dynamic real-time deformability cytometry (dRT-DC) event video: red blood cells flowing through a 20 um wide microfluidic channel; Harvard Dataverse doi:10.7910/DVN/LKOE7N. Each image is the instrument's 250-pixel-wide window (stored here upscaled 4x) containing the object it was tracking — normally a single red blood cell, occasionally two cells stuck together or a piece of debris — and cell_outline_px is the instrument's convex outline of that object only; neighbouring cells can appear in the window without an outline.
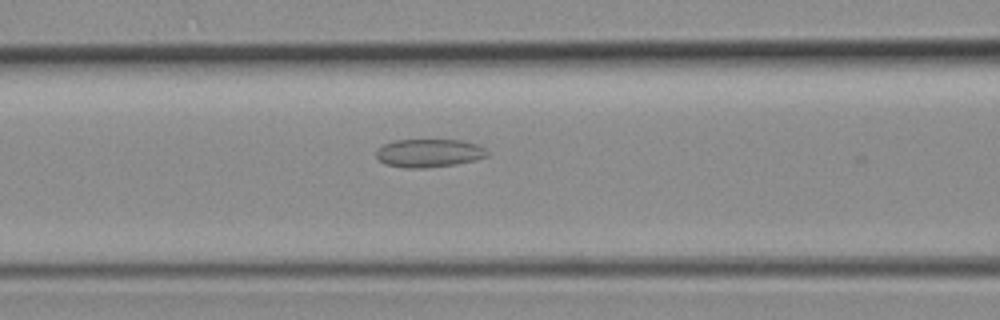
{"species": "common noctule bat (a hibernating species)", "species_latin": "Nyctalus noctula", "temperature_condition": "room temperature", "stored_images_in_passage": 29, "camera_frame_rate_fps": 3000, "um_per_image_px": 0.085, "animal": {"sex": "female", "body_mass_g": 19.3, "forearm_length_mm": 54.1}, "frame": {"image": 1, "passage_image": 3, "time_ms": 0.667, "image_size_px": [1000, 320], "cell_outline_px": [[488, 156], [476, 160], [456, 164], [428, 168], [404, 168], [384, 164], [376, 156], [376, 148], [384, 144], [396, 140], [460, 140], [476, 144], [484, 148], [488, 152]], "centroid_in_image_um": [36.45, 13.02], "position_along_channel_um": 130.2, "area_um2": 18.38}}
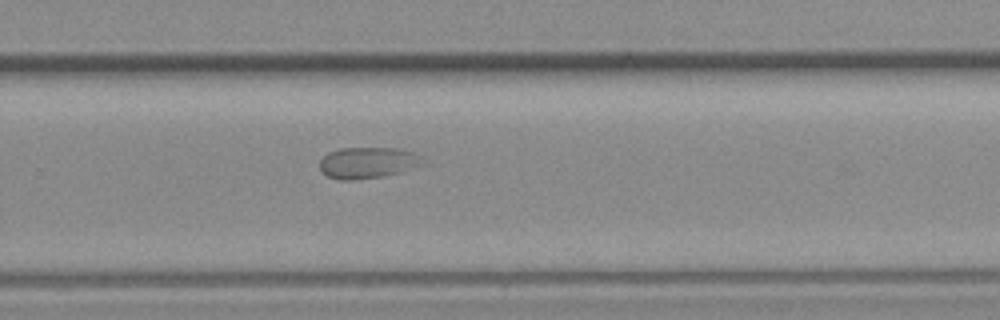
{"frame": {"image": 2, "passage_image": 14, "time_ms": 4.333, "image_size_px": [1000, 320], "cell_outline_px": [[420, 156], [400, 172], [384, 176], [356, 180], [340, 180], [328, 176], [320, 172], [320, 160], [328, 152], [340, 148], [400, 148], [412, 152]], "centroid_in_image_um": [31.04, 13.83], "position_along_channel_um": 298.8, "area_um2": 18.03}}
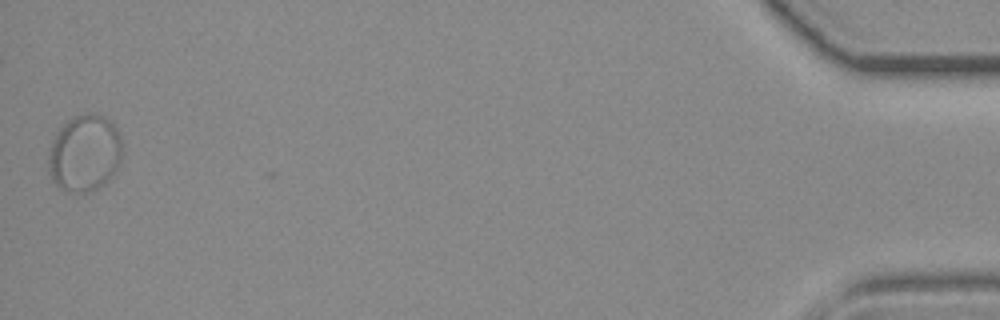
{"frame": {"image": 3, "passage_image": 29, "time_ms": 9.333, "image_size_px": [1000, 320], "cell_outline_px": [[124, 152], [120, 164], [116, 172], [104, 184], [96, 188], [84, 192], [64, 192], [52, 180], [48, 164], [48, 156], [52, 140], [56, 132], [72, 116], [92, 112], [96, 112], [104, 116], [116, 128], [120, 136]], "centroid_in_image_um": [7.21, 13.01], "position_along_channel_um": 428.0, "area_um2": 33.52}}